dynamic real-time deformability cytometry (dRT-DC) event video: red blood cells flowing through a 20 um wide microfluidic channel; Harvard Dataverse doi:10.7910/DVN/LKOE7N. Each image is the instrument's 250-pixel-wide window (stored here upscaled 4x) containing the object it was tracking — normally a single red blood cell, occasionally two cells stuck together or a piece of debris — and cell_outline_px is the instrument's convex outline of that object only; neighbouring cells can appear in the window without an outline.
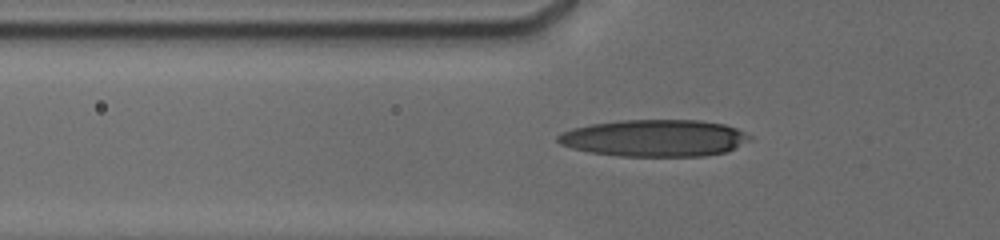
{"species": "human", "species_latin": "Homo sapiens", "temperature_condition": "cold", "stored_images_in_passage": 58, "camera_frame_rate_fps": 3000, "um_per_image_px": 0.085, "donor": {"sex": "male"}, "frame": {"image": 1, "passage_image": 18, "time_ms": 2.333, "image_size_px": [1000, 240], "cell_outline_px": [[752, 136], [748, 140], [728, 152], [704, 156], [620, 156], [588, 152], [572, 148], [560, 144], [556, 140], [556, 136], [572, 128], [592, 124], [620, 120], [700, 120], [724, 124], [736, 128]], "centroid_in_image_um": [55.63, 11.74], "position_along_channel_um": 70.2, "area_um2": 41.33}}
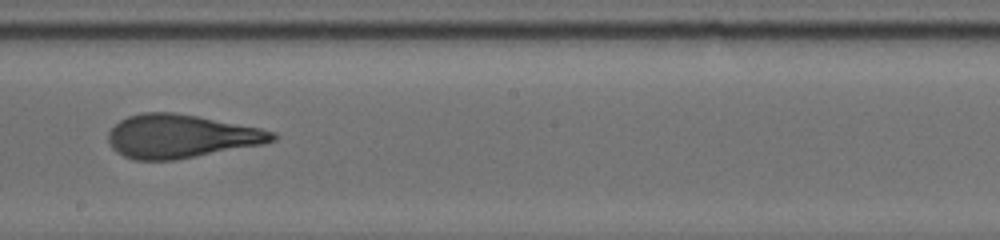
{"frame": {"image": 2, "passage_image": 32, "time_ms": 6.667, "image_size_px": [1000, 240], "cell_outline_px": [[276, 140], [264, 144], [176, 160], [136, 160], [124, 156], [116, 152], [112, 148], [108, 140], [108, 132], [120, 120], [128, 116], [144, 112], [172, 112], [196, 116], [260, 128], [276, 132]], "centroid_in_image_um": [15.37, 11.59], "position_along_channel_um": 232.8, "area_um2": 41.5}}
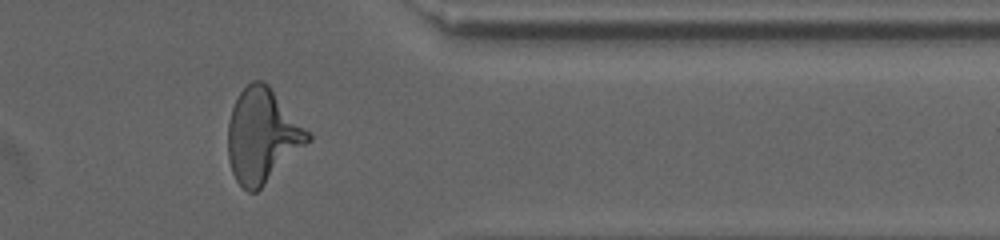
{"frame": {"image": 3, "passage_image": 46, "time_ms": 11.0, "image_size_px": [1000, 240], "cell_outline_px": [[312, 140], [256, 192], [248, 192], [236, 180], [232, 172], [228, 160], [228, 124], [232, 108], [240, 92], [252, 80], [260, 80], [268, 84], [312, 132]], "centroid_in_image_um": [22.33, 11.52], "position_along_channel_um": 389.1, "area_um2": 43.99}, "authors_computed_cell_mechanics": {"area_um2": 41.2114, "velocity_mm_per_s": 3.7964, "shape_relaxation_time_tau1_ms": 6.121, "shape_relaxation_time_tau2_ms": 1.2721, "deformation_change_tau1": 0.2261, "deformation_change_tau2": 0.1126}}